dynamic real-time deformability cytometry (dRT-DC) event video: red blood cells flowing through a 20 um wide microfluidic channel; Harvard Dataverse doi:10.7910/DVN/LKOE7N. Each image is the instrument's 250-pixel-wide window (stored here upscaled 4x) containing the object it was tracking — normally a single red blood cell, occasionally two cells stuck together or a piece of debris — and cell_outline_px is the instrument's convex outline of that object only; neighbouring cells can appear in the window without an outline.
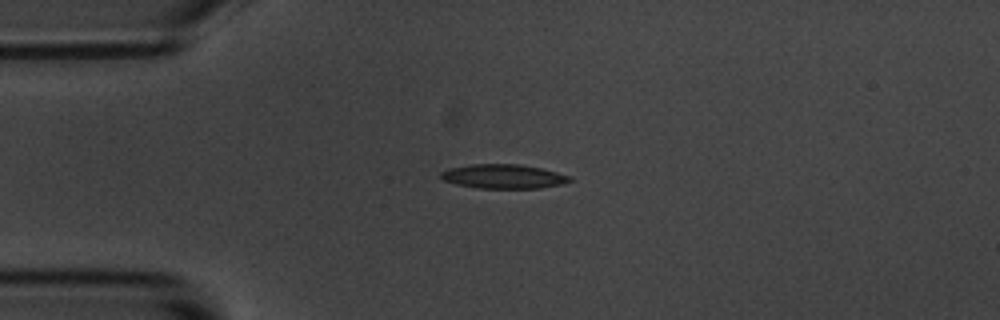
{"species": "common noctule bat (a hibernating species)", "species_latin": "Nyctalus noctula", "temperature_condition": "room temperature", "stored_images_in_passage": 43, "camera_frame_rate_fps": 3000, "um_per_image_px": 0.085, "animal": {"sex": "male", "body_mass_g": 20.1, "forearm_length_mm": 53.5}, "frame": {"image": 1, "passage_image": 1, "time_ms": 0.0, "image_size_px": [1000, 320], "cell_outline_px": [[572, 180], [560, 184], [540, 188], [476, 188], [456, 184], [444, 180], [440, 176], [440, 172], [448, 168], [472, 164], [516, 164], [540, 168], [572, 176]], "centroid_in_image_um": [42.77, 14.99], "position_along_channel_um": 42.2, "area_um2": 18.09}}
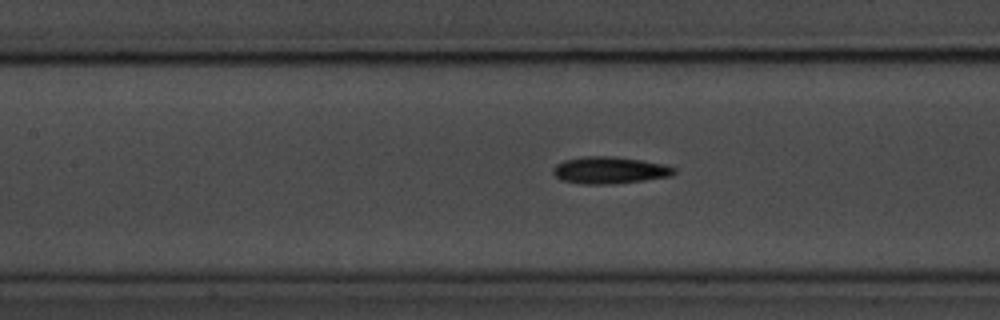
{"frame": {"image": 2, "passage_image": 12, "time_ms": 3.667, "image_size_px": [1000, 320], "cell_outline_px": [[676, 172], [672, 176], [644, 180], [604, 184], [584, 184], [560, 180], [552, 172], [552, 168], [556, 164], [564, 160], [584, 156], [612, 156], [640, 160], [664, 164], [676, 168]], "centroid_in_image_um": [51.8, 14.46], "position_along_channel_um": 155.6, "area_um2": 18.96}}
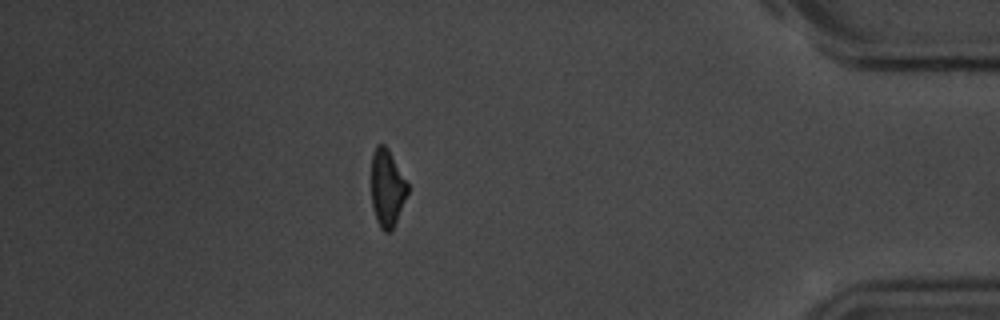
{"frame": {"image": 3, "passage_image": 36, "time_ms": 11.667, "image_size_px": [1000, 320], "cell_outline_px": [[408, 192], [392, 232], [384, 232], [380, 228], [376, 220], [372, 208], [372, 152], [376, 144], [384, 144], [388, 148], [408, 184]], "centroid_in_image_um": [32.89, 16.0], "position_along_channel_um": 402.3, "area_um2": 16.42}, "authors_computed_cell_mechanics": {"area_um2": 18.0914, "velocity_mm_per_s": 3.6245, "shape_relaxation_time_tau1_ms": 3.5746, "shape_relaxation_time_tau2_ms": 6.3389, "deformation_change_tau1": 0.1178, "deformation_change_tau2": 0.169}}